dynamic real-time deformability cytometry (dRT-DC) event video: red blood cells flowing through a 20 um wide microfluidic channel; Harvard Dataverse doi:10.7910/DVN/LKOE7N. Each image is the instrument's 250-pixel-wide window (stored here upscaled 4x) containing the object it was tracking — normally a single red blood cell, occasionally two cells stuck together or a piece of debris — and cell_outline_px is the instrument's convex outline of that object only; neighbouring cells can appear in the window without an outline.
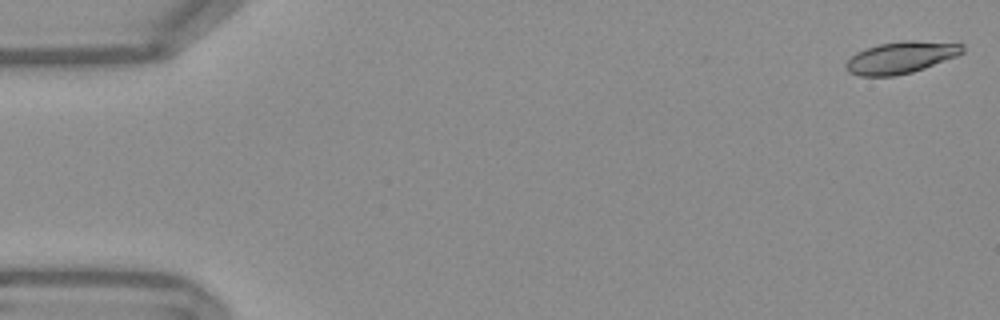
{"species": "Egyptian fruit bat (a non-hibernating species)", "species_latin": "Rousettus aegyptiacus", "temperature_condition": "warm", "stored_images_in_passage": 54, "camera_frame_rate_fps": 3000, "um_per_image_px": 0.085, "frame": {"image": 1, "passage_image": 1, "time_ms": 0.0, "image_size_px": [1000, 320], "cell_outline_px": [[964, 52], [956, 56], [924, 68], [912, 72], [896, 76], [860, 76], [848, 72], [844, 68], [844, 64], [856, 52], [864, 48], [880, 44], [904, 40], [916, 40], [964, 44]], "centroid_in_image_um": [76.54, 4.89], "position_along_channel_um": 8.5, "area_um2": 21.73}}
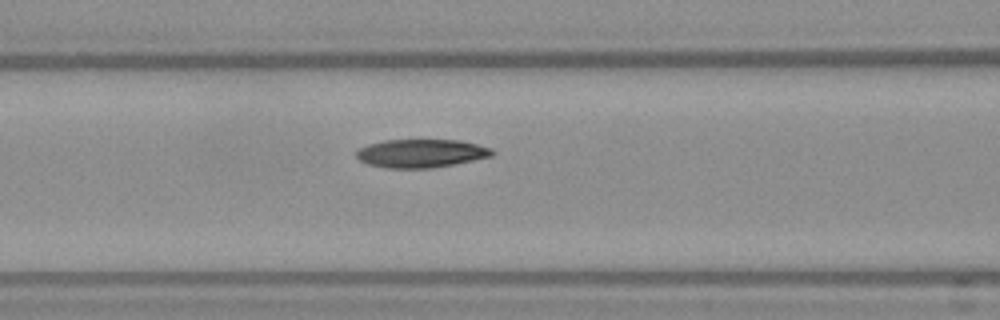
{"frame": {"image": 2, "passage_image": 22, "time_ms": 7.0, "image_size_px": [1000, 320], "cell_outline_px": [[496, 152], [492, 156], [432, 168], [384, 168], [368, 164], [360, 160], [356, 156], [356, 152], [360, 148], [368, 144], [384, 140], [460, 140], [492, 148]], "centroid_in_image_um": [35.79, 13.03], "position_along_channel_um": 130.8, "area_um2": 22.37}}
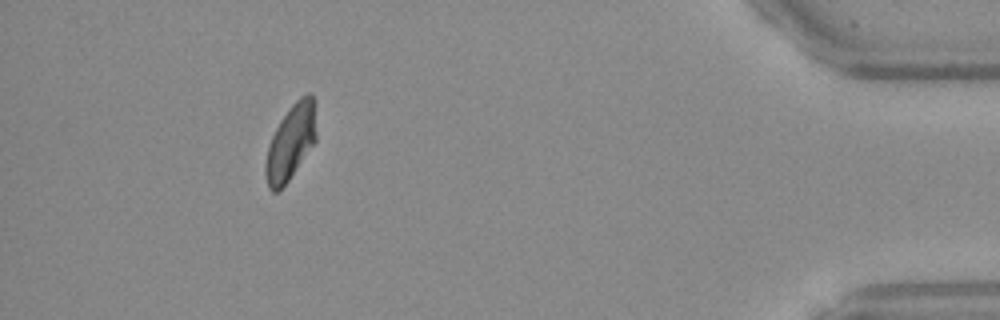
{"frame": {"image": 3, "passage_image": 49, "time_ms": 16.0, "image_size_px": [1000, 320], "cell_outline_px": [[316, 140], [288, 180], [276, 192], [272, 192], [268, 188], [264, 172], [264, 164], [268, 148], [272, 136], [280, 120], [288, 108], [304, 92], [308, 92], [316, 100]], "centroid_in_image_um": [24.72, 12.02], "position_along_channel_um": 410.5, "area_um2": 22.37}, "authors_computed_cell_mechanics": {"area_um2": 22.3975, "velocity_mm_per_s": 3.7683, "shape_relaxation_time_tau1_ms": 6.9363, "shape_relaxation_time_tau2_ms": 3.5954, "deformation_change_tau1": 0.178, "deformation_change_tau2": 0.0825}}